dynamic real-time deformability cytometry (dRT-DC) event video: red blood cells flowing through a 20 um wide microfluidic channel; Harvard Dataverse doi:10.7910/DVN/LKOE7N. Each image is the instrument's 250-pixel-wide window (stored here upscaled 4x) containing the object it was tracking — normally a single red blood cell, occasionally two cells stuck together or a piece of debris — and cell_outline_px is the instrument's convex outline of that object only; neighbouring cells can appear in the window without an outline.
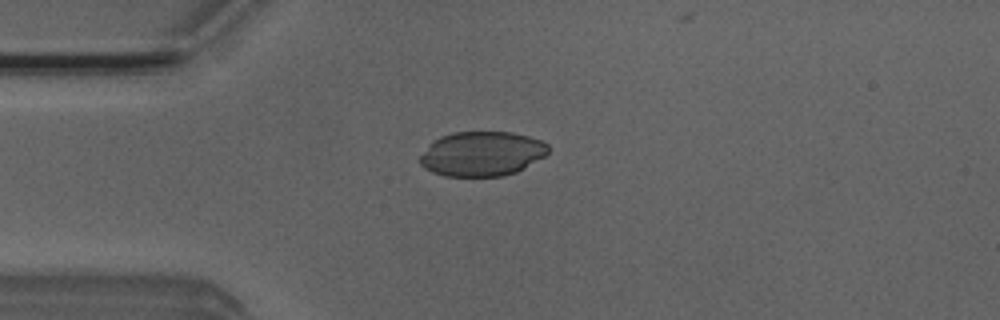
{"species": "Egyptian fruit bat (a non-hibernating species)", "species_latin": "Rousettus aegyptiacus", "temperature_condition": "room temperature", "stored_images_in_passage": 4, "camera_frame_rate_fps": 3000, "um_per_image_px": 0.085, "animal": {"sex": "male"}, "frame": {"image": 1, "passage_image": 3, "time_ms": 0.667, "image_size_px": [1000, 320], "cell_outline_px": [[548, 152], [544, 156], [524, 168], [516, 172], [504, 176], [444, 176], [432, 172], [424, 168], [420, 164], [420, 156], [440, 136], [452, 132], [512, 132], [528, 136], [540, 140], [548, 144]], "centroid_in_image_um": [40.98, 13.08], "position_along_channel_um": 44.0, "area_um2": 33.18}}